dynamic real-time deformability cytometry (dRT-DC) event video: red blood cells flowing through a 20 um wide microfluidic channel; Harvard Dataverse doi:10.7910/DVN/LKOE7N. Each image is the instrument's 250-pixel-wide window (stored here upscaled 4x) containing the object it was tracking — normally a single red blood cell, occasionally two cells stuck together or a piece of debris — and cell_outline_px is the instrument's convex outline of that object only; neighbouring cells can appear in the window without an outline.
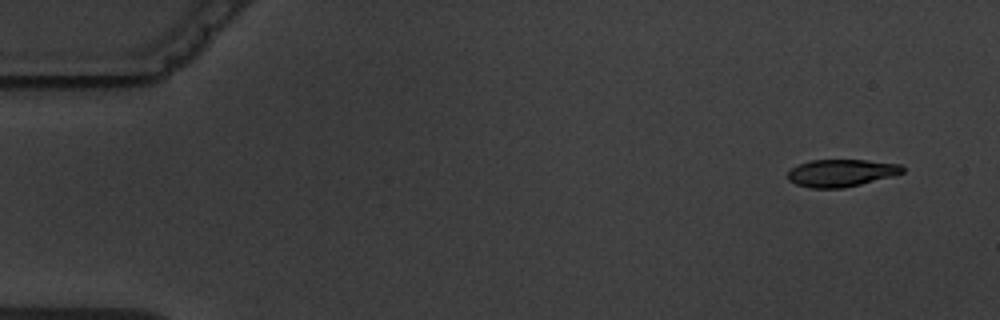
{"species": "common noctule bat (a hibernating species)", "species_latin": "Nyctalus noctula", "temperature_condition": "warm", "stored_images_in_passage": 4, "camera_frame_rate_fps": 3000, "um_per_image_px": 0.085, "animal": {"sex": "male", "body_mass_g": 19.5, "forearm_length_mm": 54.6}, "frame": {"image": 1, "passage_image": 1, "time_ms": 0.0, "image_size_px": [1000, 320], "cell_outline_px": [[904, 172], [892, 176], [844, 188], [812, 188], [796, 184], [788, 180], [788, 172], [792, 168], [800, 164], [812, 160], [868, 160], [900, 164], [904, 168]], "centroid_in_image_um": [71.51, 14.7], "position_along_channel_um": 13.5, "area_um2": 18.15}}
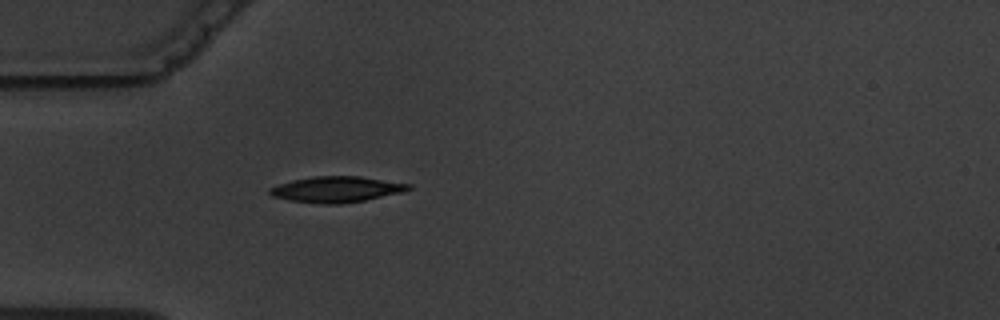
{"frame": {"image": 2, "passage_image": 4, "time_ms": 4.333, "image_size_px": [1000, 320], "cell_outline_px": [[412, 188], [404, 192], [364, 200], [340, 204], [324, 204], [292, 200], [272, 196], [268, 192], [268, 188], [292, 180], [312, 176], [360, 176], [412, 184]], "centroid_in_image_um": [28.63, 16.08], "position_along_channel_um": 56.4, "area_um2": 20.87}}